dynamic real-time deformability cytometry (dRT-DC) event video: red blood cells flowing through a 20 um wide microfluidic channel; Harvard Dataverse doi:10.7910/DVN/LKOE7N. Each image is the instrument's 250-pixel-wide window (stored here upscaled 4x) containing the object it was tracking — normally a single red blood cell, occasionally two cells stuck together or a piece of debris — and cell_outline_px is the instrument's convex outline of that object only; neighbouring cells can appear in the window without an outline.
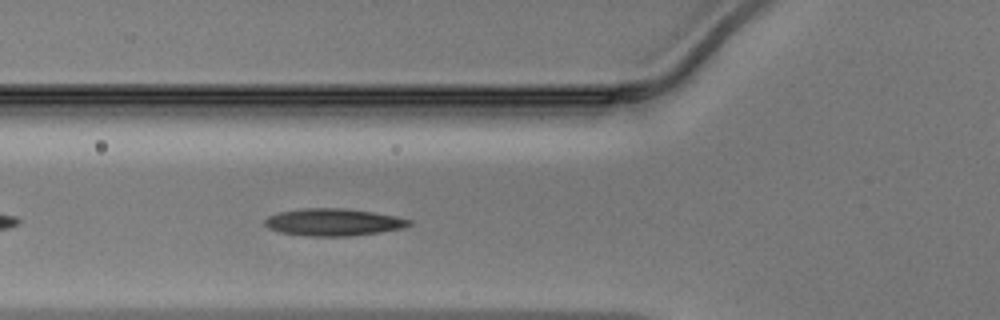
{"species": "Egyptian fruit bat (a non-hibernating species)", "species_latin": "Rousettus aegyptiacus", "temperature_condition": "warm", "stored_images_in_passage": 36, "camera_frame_rate_fps": 3000, "um_per_image_px": 0.085, "animal": {"sex": "male"}, "frame": {"image": 1, "passage_image": 5, "time_ms": 1.333, "image_size_px": [1000, 320], "cell_outline_px": [[412, 224], [404, 228], [380, 232], [348, 236], [308, 236], [280, 232], [268, 228], [264, 224], [264, 220], [268, 216], [280, 212], [304, 208], [344, 208], [372, 212], [396, 216], [412, 220]], "centroid_in_image_um": [28.35, 18.88], "position_along_channel_um": 97.5, "area_um2": 22.89}}
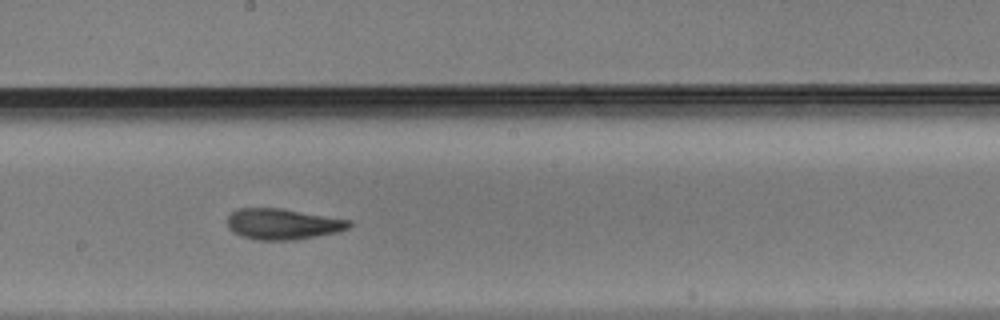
{"frame": {"image": 2, "passage_image": 14, "time_ms": 4.333, "image_size_px": [1000, 320], "cell_outline_px": [[352, 224], [348, 228], [336, 232], [316, 236], [292, 240], [256, 240], [240, 236], [232, 232], [228, 228], [228, 216], [236, 208], [280, 208], [352, 220]], "centroid_in_image_um": [24.01, 19.04], "position_along_channel_um": 224.2, "area_um2": 21.96}}
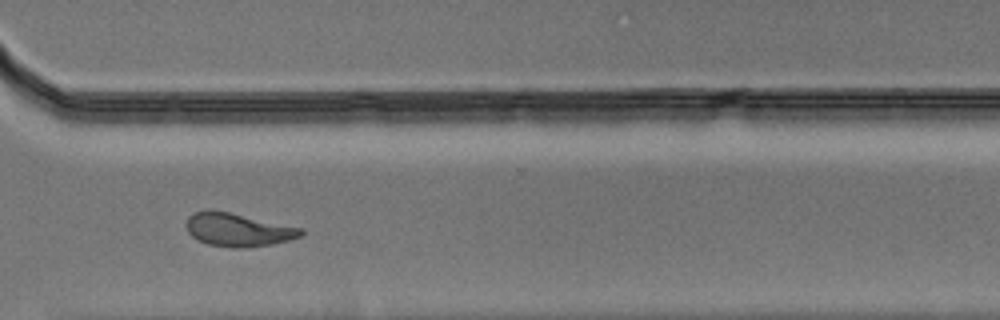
{"frame": {"image": 3, "passage_image": 23, "time_ms": 7.333, "image_size_px": [1000, 320], "cell_outline_px": [[304, 232], [300, 236], [288, 240], [272, 244], [244, 248], [232, 248], [208, 244], [192, 236], [188, 232], [184, 224], [188, 216], [192, 212], [228, 212], [304, 228]], "centroid_in_image_um": [20.24, 19.55], "position_along_channel_um": 350.4, "area_um2": 21.91}}